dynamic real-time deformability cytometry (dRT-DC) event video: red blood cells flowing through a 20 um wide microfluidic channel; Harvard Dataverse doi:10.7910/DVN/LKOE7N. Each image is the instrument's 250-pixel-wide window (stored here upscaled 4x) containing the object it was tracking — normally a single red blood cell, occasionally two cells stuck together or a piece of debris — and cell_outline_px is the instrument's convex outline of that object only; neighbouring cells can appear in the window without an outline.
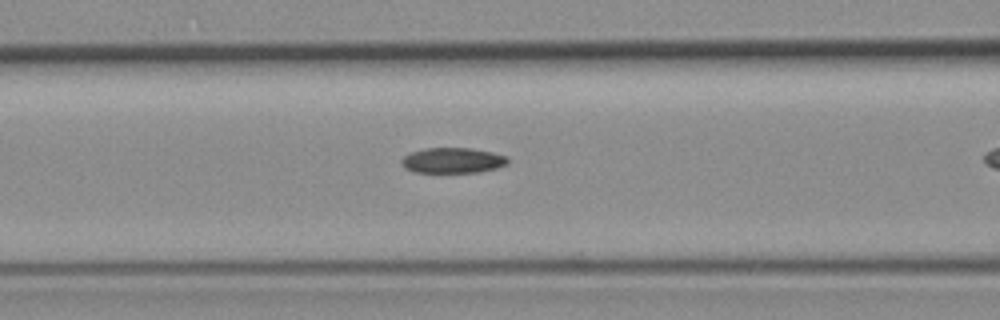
{"species": "common noctule bat (a hibernating species)", "species_latin": "Nyctalus noctula", "temperature_condition": "room temperature", "stored_images_in_passage": 18, "camera_frame_rate_fps": 3000, "um_per_image_px": 0.085, "animal": {"sex": "female", "body_mass_g": 19.3, "forearm_length_mm": 54.1}, "frame": {"image": 1, "passage_image": 13, "time_ms": 4.0, "image_size_px": [1000, 320], "cell_outline_px": [[508, 164], [496, 168], [480, 172], [416, 172], [404, 168], [400, 160], [404, 156], [412, 152], [424, 148], [468, 148], [492, 152], [508, 156]], "centroid_in_image_um": [38.49, 13.63], "position_along_channel_um": 128.1, "area_um2": 15.72}}
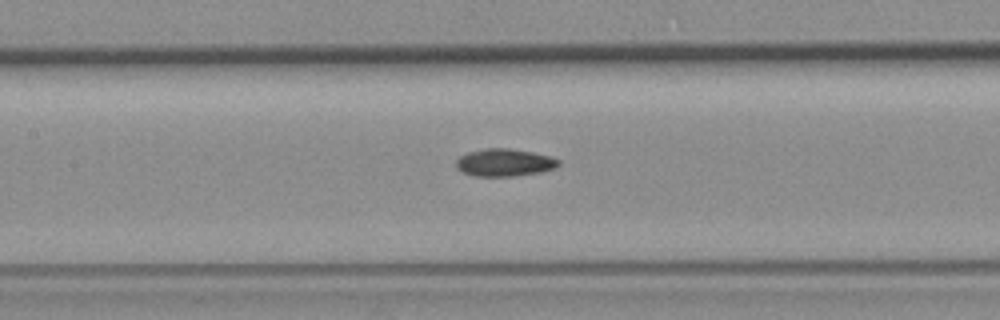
{"frame": {"image": 2, "passage_image": 16, "time_ms": 5.0, "image_size_px": [1000, 320], "cell_outline_px": [[560, 164], [556, 168], [544, 172], [516, 176], [476, 176], [464, 172], [456, 168], [456, 160], [460, 156], [468, 152], [484, 148], [508, 148], [532, 152], [548, 156], [560, 160]], "centroid_in_image_um": [42.9, 13.82], "position_along_channel_um": 164.5, "area_um2": 16.53}}